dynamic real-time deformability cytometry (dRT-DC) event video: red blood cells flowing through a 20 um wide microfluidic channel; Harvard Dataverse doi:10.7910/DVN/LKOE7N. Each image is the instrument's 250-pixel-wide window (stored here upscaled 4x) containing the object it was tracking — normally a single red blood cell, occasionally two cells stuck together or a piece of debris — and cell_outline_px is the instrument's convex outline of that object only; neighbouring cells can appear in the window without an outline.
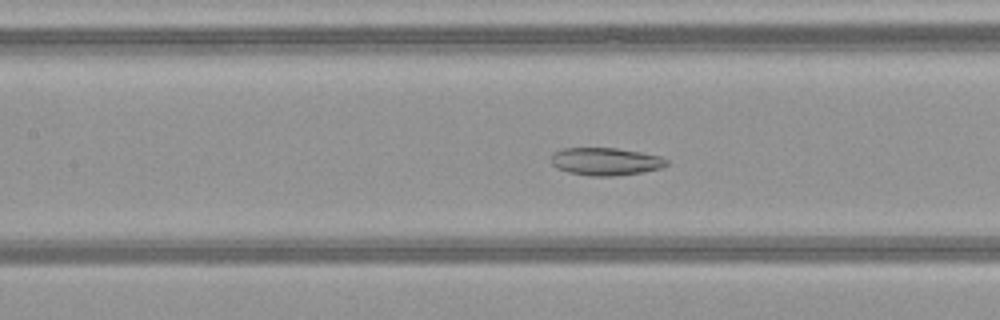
{"species": "common noctule bat (a hibernating species)", "species_latin": "Nyctalus noctula", "temperature_condition": "warm", "stored_images_in_passage": 51, "camera_frame_rate_fps": 3000, "um_per_image_px": 0.085, "animal": {"sex": "female", "body_mass_g": 21.9}, "frame": {"image": 1, "passage_image": 24, "time_ms": 7.667, "image_size_px": [1000, 320], "cell_outline_px": [[668, 164], [660, 168], [640, 172], [612, 176], [588, 176], [568, 172], [556, 168], [552, 164], [552, 152], [564, 148], [616, 148], [640, 152], [660, 156], [668, 160]], "centroid_in_image_um": [51.44, 13.72], "position_along_channel_um": 156.0, "area_um2": 18.55}}
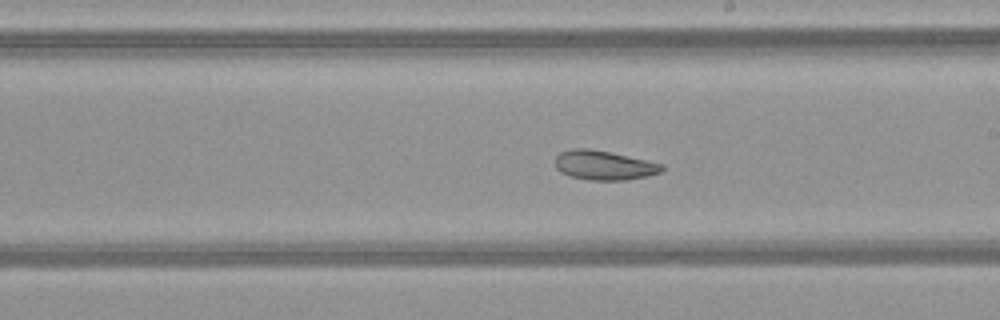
{"frame": {"image": 2, "passage_image": 30, "time_ms": 9.667, "image_size_px": [1000, 320], "cell_outline_px": [[664, 168], [660, 172], [648, 176], [628, 180], [588, 180], [568, 176], [560, 172], [556, 168], [556, 156], [560, 152], [572, 148], [588, 148], [648, 160], [664, 164]], "centroid_in_image_um": [51.34, 14.05], "position_along_channel_um": 237.7, "area_um2": 18.38}}
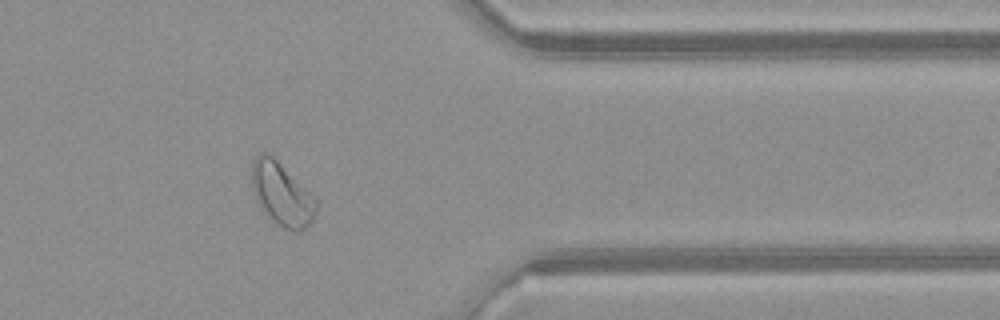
{"frame": {"image": 3, "passage_image": 42, "time_ms": 13.667, "image_size_px": [1000, 320], "cell_outline_px": [[316, 216], [304, 228], [296, 232], [292, 232], [272, 224], [256, 200], [252, 188], [252, 160], [260, 152], [268, 152], [316, 200]], "centroid_in_image_um": [23.9, 16.55], "position_along_channel_um": 387.5, "area_um2": 23.47}, "authors_computed_cell_mechanics": {"area_um2": 24.9696, "velocity_mm_per_s": 4.0991, "shape_relaxation_time_tau1_ms": 9.5652, "shape_relaxation_time_tau2_ms": 1.8296, "deformation_change_tau1": 0.1277, "deformation_change_tau2": 0.0616}}